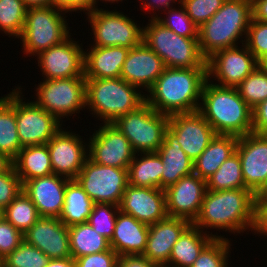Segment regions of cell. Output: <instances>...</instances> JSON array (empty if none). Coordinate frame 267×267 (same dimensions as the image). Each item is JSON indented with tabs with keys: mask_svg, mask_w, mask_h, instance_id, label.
I'll list each match as a JSON object with an SVG mask.
<instances>
[{
	"mask_svg": "<svg viewBox=\"0 0 267 267\" xmlns=\"http://www.w3.org/2000/svg\"><path fill=\"white\" fill-rule=\"evenodd\" d=\"M207 75V68L166 67L148 90L150 94L145 101L155 111L168 116L197 112Z\"/></svg>",
	"mask_w": 267,
	"mask_h": 267,
	"instance_id": "1",
	"label": "cell"
},
{
	"mask_svg": "<svg viewBox=\"0 0 267 267\" xmlns=\"http://www.w3.org/2000/svg\"><path fill=\"white\" fill-rule=\"evenodd\" d=\"M255 197L256 195L247 188L207 190L199 215L192 224L203 230L210 227L234 233L252 229Z\"/></svg>",
	"mask_w": 267,
	"mask_h": 267,
	"instance_id": "2",
	"label": "cell"
},
{
	"mask_svg": "<svg viewBox=\"0 0 267 267\" xmlns=\"http://www.w3.org/2000/svg\"><path fill=\"white\" fill-rule=\"evenodd\" d=\"M202 89L198 112L217 135L242 137L252 133V108L240 97L235 87L209 83Z\"/></svg>",
	"mask_w": 267,
	"mask_h": 267,
	"instance_id": "3",
	"label": "cell"
},
{
	"mask_svg": "<svg viewBox=\"0 0 267 267\" xmlns=\"http://www.w3.org/2000/svg\"><path fill=\"white\" fill-rule=\"evenodd\" d=\"M251 19V0H225L198 30L202 56L207 60L217 51L237 46V40L247 35Z\"/></svg>",
	"mask_w": 267,
	"mask_h": 267,
	"instance_id": "4",
	"label": "cell"
},
{
	"mask_svg": "<svg viewBox=\"0 0 267 267\" xmlns=\"http://www.w3.org/2000/svg\"><path fill=\"white\" fill-rule=\"evenodd\" d=\"M86 79V106L94 115L112 124L120 116L136 110L146 96L137 92L138 87L118 78Z\"/></svg>",
	"mask_w": 267,
	"mask_h": 267,
	"instance_id": "5",
	"label": "cell"
},
{
	"mask_svg": "<svg viewBox=\"0 0 267 267\" xmlns=\"http://www.w3.org/2000/svg\"><path fill=\"white\" fill-rule=\"evenodd\" d=\"M143 42L152 49L168 68H207L198 38H187L151 19L143 29Z\"/></svg>",
	"mask_w": 267,
	"mask_h": 267,
	"instance_id": "6",
	"label": "cell"
},
{
	"mask_svg": "<svg viewBox=\"0 0 267 267\" xmlns=\"http://www.w3.org/2000/svg\"><path fill=\"white\" fill-rule=\"evenodd\" d=\"M169 116L155 111L146 101L112 124L129 140L135 154L155 153L164 140Z\"/></svg>",
	"mask_w": 267,
	"mask_h": 267,
	"instance_id": "7",
	"label": "cell"
},
{
	"mask_svg": "<svg viewBox=\"0 0 267 267\" xmlns=\"http://www.w3.org/2000/svg\"><path fill=\"white\" fill-rule=\"evenodd\" d=\"M59 11L63 12L57 6L27 9L20 36L24 53L38 55L70 37L68 23Z\"/></svg>",
	"mask_w": 267,
	"mask_h": 267,
	"instance_id": "8",
	"label": "cell"
},
{
	"mask_svg": "<svg viewBox=\"0 0 267 267\" xmlns=\"http://www.w3.org/2000/svg\"><path fill=\"white\" fill-rule=\"evenodd\" d=\"M36 89L34 102L59 121L86 106L85 77L45 79Z\"/></svg>",
	"mask_w": 267,
	"mask_h": 267,
	"instance_id": "9",
	"label": "cell"
},
{
	"mask_svg": "<svg viewBox=\"0 0 267 267\" xmlns=\"http://www.w3.org/2000/svg\"><path fill=\"white\" fill-rule=\"evenodd\" d=\"M75 180L94 203L119 206L128 185V169L100 165L88 157Z\"/></svg>",
	"mask_w": 267,
	"mask_h": 267,
	"instance_id": "10",
	"label": "cell"
},
{
	"mask_svg": "<svg viewBox=\"0 0 267 267\" xmlns=\"http://www.w3.org/2000/svg\"><path fill=\"white\" fill-rule=\"evenodd\" d=\"M86 14L95 36L93 46L131 49L143 42V28L121 12L96 9Z\"/></svg>",
	"mask_w": 267,
	"mask_h": 267,
	"instance_id": "11",
	"label": "cell"
},
{
	"mask_svg": "<svg viewBox=\"0 0 267 267\" xmlns=\"http://www.w3.org/2000/svg\"><path fill=\"white\" fill-rule=\"evenodd\" d=\"M17 89H14V110L21 147L47 144L61 129L60 121L35 102H23L20 88Z\"/></svg>",
	"mask_w": 267,
	"mask_h": 267,
	"instance_id": "12",
	"label": "cell"
},
{
	"mask_svg": "<svg viewBox=\"0 0 267 267\" xmlns=\"http://www.w3.org/2000/svg\"><path fill=\"white\" fill-rule=\"evenodd\" d=\"M242 44V49L238 46L225 48L206 60L207 76H215L214 80L219 82L216 85L236 88L260 65L245 43Z\"/></svg>",
	"mask_w": 267,
	"mask_h": 267,
	"instance_id": "13",
	"label": "cell"
},
{
	"mask_svg": "<svg viewBox=\"0 0 267 267\" xmlns=\"http://www.w3.org/2000/svg\"><path fill=\"white\" fill-rule=\"evenodd\" d=\"M236 152L245 187L255 195L262 193L267 186V134L252 132L238 137Z\"/></svg>",
	"mask_w": 267,
	"mask_h": 267,
	"instance_id": "14",
	"label": "cell"
},
{
	"mask_svg": "<svg viewBox=\"0 0 267 267\" xmlns=\"http://www.w3.org/2000/svg\"><path fill=\"white\" fill-rule=\"evenodd\" d=\"M95 132L89 139L88 157L100 165L128 169L136 155L129 140L113 124H104Z\"/></svg>",
	"mask_w": 267,
	"mask_h": 267,
	"instance_id": "15",
	"label": "cell"
},
{
	"mask_svg": "<svg viewBox=\"0 0 267 267\" xmlns=\"http://www.w3.org/2000/svg\"><path fill=\"white\" fill-rule=\"evenodd\" d=\"M206 191V180L198 175L193 173L182 177L164 190L167 216L193 223L199 215Z\"/></svg>",
	"mask_w": 267,
	"mask_h": 267,
	"instance_id": "16",
	"label": "cell"
},
{
	"mask_svg": "<svg viewBox=\"0 0 267 267\" xmlns=\"http://www.w3.org/2000/svg\"><path fill=\"white\" fill-rule=\"evenodd\" d=\"M71 38L40 52L38 64L46 80L84 77V52Z\"/></svg>",
	"mask_w": 267,
	"mask_h": 267,
	"instance_id": "17",
	"label": "cell"
},
{
	"mask_svg": "<svg viewBox=\"0 0 267 267\" xmlns=\"http://www.w3.org/2000/svg\"><path fill=\"white\" fill-rule=\"evenodd\" d=\"M168 127L194 162L217 135L206 119L197 111L169 116Z\"/></svg>",
	"mask_w": 267,
	"mask_h": 267,
	"instance_id": "18",
	"label": "cell"
},
{
	"mask_svg": "<svg viewBox=\"0 0 267 267\" xmlns=\"http://www.w3.org/2000/svg\"><path fill=\"white\" fill-rule=\"evenodd\" d=\"M78 136L61 128L47 143L54 174L75 179L81 171L88 150Z\"/></svg>",
	"mask_w": 267,
	"mask_h": 267,
	"instance_id": "19",
	"label": "cell"
},
{
	"mask_svg": "<svg viewBox=\"0 0 267 267\" xmlns=\"http://www.w3.org/2000/svg\"><path fill=\"white\" fill-rule=\"evenodd\" d=\"M23 235L25 242L37 247L50 259L72 257L69 228L59 218L41 216Z\"/></svg>",
	"mask_w": 267,
	"mask_h": 267,
	"instance_id": "20",
	"label": "cell"
},
{
	"mask_svg": "<svg viewBox=\"0 0 267 267\" xmlns=\"http://www.w3.org/2000/svg\"><path fill=\"white\" fill-rule=\"evenodd\" d=\"M119 210L146 225H153L167 217L165 192L159 188L134 187L128 184Z\"/></svg>",
	"mask_w": 267,
	"mask_h": 267,
	"instance_id": "21",
	"label": "cell"
},
{
	"mask_svg": "<svg viewBox=\"0 0 267 267\" xmlns=\"http://www.w3.org/2000/svg\"><path fill=\"white\" fill-rule=\"evenodd\" d=\"M70 180L53 173L27 180L22 190L36 206L40 216L59 218L64 206L66 185Z\"/></svg>",
	"mask_w": 267,
	"mask_h": 267,
	"instance_id": "22",
	"label": "cell"
},
{
	"mask_svg": "<svg viewBox=\"0 0 267 267\" xmlns=\"http://www.w3.org/2000/svg\"><path fill=\"white\" fill-rule=\"evenodd\" d=\"M165 68L163 60L142 42L129 50L120 77L129 84L149 90Z\"/></svg>",
	"mask_w": 267,
	"mask_h": 267,
	"instance_id": "23",
	"label": "cell"
},
{
	"mask_svg": "<svg viewBox=\"0 0 267 267\" xmlns=\"http://www.w3.org/2000/svg\"><path fill=\"white\" fill-rule=\"evenodd\" d=\"M192 223L183 218L166 217L149 225L147 243L143 256L160 267L169 262L173 245Z\"/></svg>",
	"mask_w": 267,
	"mask_h": 267,
	"instance_id": "24",
	"label": "cell"
},
{
	"mask_svg": "<svg viewBox=\"0 0 267 267\" xmlns=\"http://www.w3.org/2000/svg\"><path fill=\"white\" fill-rule=\"evenodd\" d=\"M149 225L119 210L114 233L109 241L118 256L143 255L146 248Z\"/></svg>",
	"mask_w": 267,
	"mask_h": 267,
	"instance_id": "25",
	"label": "cell"
},
{
	"mask_svg": "<svg viewBox=\"0 0 267 267\" xmlns=\"http://www.w3.org/2000/svg\"><path fill=\"white\" fill-rule=\"evenodd\" d=\"M156 153L163 163V190L175 184L182 177L193 174V161L181 148L177 141V135L169 127L165 130L163 143Z\"/></svg>",
	"mask_w": 267,
	"mask_h": 267,
	"instance_id": "26",
	"label": "cell"
},
{
	"mask_svg": "<svg viewBox=\"0 0 267 267\" xmlns=\"http://www.w3.org/2000/svg\"><path fill=\"white\" fill-rule=\"evenodd\" d=\"M129 48L121 46L97 47L84 52V77L107 79L118 78Z\"/></svg>",
	"mask_w": 267,
	"mask_h": 267,
	"instance_id": "27",
	"label": "cell"
},
{
	"mask_svg": "<svg viewBox=\"0 0 267 267\" xmlns=\"http://www.w3.org/2000/svg\"><path fill=\"white\" fill-rule=\"evenodd\" d=\"M220 238L206 231L199 230L198 227L191 224L179 237L173 245L169 262L166 267H190L198 258L203 248L213 239ZM173 264V265H171Z\"/></svg>",
	"mask_w": 267,
	"mask_h": 267,
	"instance_id": "28",
	"label": "cell"
},
{
	"mask_svg": "<svg viewBox=\"0 0 267 267\" xmlns=\"http://www.w3.org/2000/svg\"><path fill=\"white\" fill-rule=\"evenodd\" d=\"M237 142L236 136L216 135L193 162V173L207 180L226 159L236 152Z\"/></svg>",
	"mask_w": 267,
	"mask_h": 267,
	"instance_id": "29",
	"label": "cell"
},
{
	"mask_svg": "<svg viewBox=\"0 0 267 267\" xmlns=\"http://www.w3.org/2000/svg\"><path fill=\"white\" fill-rule=\"evenodd\" d=\"M12 164L22 185L27 180L53 174L47 144L22 147Z\"/></svg>",
	"mask_w": 267,
	"mask_h": 267,
	"instance_id": "30",
	"label": "cell"
},
{
	"mask_svg": "<svg viewBox=\"0 0 267 267\" xmlns=\"http://www.w3.org/2000/svg\"><path fill=\"white\" fill-rule=\"evenodd\" d=\"M94 202L75 179H71L65 190L64 206L59 219L64 225L87 223Z\"/></svg>",
	"mask_w": 267,
	"mask_h": 267,
	"instance_id": "31",
	"label": "cell"
},
{
	"mask_svg": "<svg viewBox=\"0 0 267 267\" xmlns=\"http://www.w3.org/2000/svg\"><path fill=\"white\" fill-rule=\"evenodd\" d=\"M141 159L135 155L128 167V184L134 187L162 189L163 163L155 153H143Z\"/></svg>",
	"mask_w": 267,
	"mask_h": 267,
	"instance_id": "32",
	"label": "cell"
},
{
	"mask_svg": "<svg viewBox=\"0 0 267 267\" xmlns=\"http://www.w3.org/2000/svg\"><path fill=\"white\" fill-rule=\"evenodd\" d=\"M10 93L0 98V152L13 161L22 147L17 133L14 90Z\"/></svg>",
	"mask_w": 267,
	"mask_h": 267,
	"instance_id": "33",
	"label": "cell"
},
{
	"mask_svg": "<svg viewBox=\"0 0 267 267\" xmlns=\"http://www.w3.org/2000/svg\"><path fill=\"white\" fill-rule=\"evenodd\" d=\"M68 228L72 258L76 259L110 249L109 240L97 233L88 222Z\"/></svg>",
	"mask_w": 267,
	"mask_h": 267,
	"instance_id": "34",
	"label": "cell"
},
{
	"mask_svg": "<svg viewBox=\"0 0 267 267\" xmlns=\"http://www.w3.org/2000/svg\"><path fill=\"white\" fill-rule=\"evenodd\" d=\"M206 185L209 191L246 188L237 152L220 165L217 171L206 180Z\"/></svg>",
	"mask_w": 267,
	"mask_h": 267,
	"instance_id": "35",
	"label": "cell"
},
{
	"mask_svg": "<svg viewBox=\"0 0 267 267\" xmlns=\"http://www.w3.org/2000/svg\"><path fill=\"white\" fill-rule=\"evenodd\" d=\"M1 215L23 234L41 217L36 206L23 190L1 211Z\"/></svg>",
	"mask_w": 267,
	"mask_h": 267,
	"instance_id": "36",
	"label": "cell"
},
{
	"mask_svg": "<svg viewBox=\"0 0 267 267\" xmlns=\"http://www.w3.org/2000/svg\"><path fill=\"white\" fill-rule=\"evenodd\" d=\"M240 97L253 109L267 99V70L259 65L237 87Z\"/></svg>",
	"mask_w": 267,
	"mask_h": 267,
	"instance_id": "37",
	"label": "cell"
},
{
	"mask_svg": "<svg viewBox=\"0 0 267 267\" xmlns=\"http://www.w3.org/2000/svg\"><path fill=\"white\" fill-rule=\"evenodd\" d=\"M27 8L21 0H0V29L9 36L20 38Z\"/></svg>",
	"mask_w": 267,
	"mask_h": 267,
	"instance_id": "38",
	"label": "cell"
},
{
	"mask_svg": "<svg viewBox=\"0 0 267 267\" xmlns=\"http://www.w3.org/2000/svg\"><path fill=\"white\" fill-rule=\"evenodd\" d=\"M49 260L37 247L23 241L0 261V267H46Z\"/></svg>",
	"mask_w": 267,
	"mask_h": 267,
	"instance_id": "39",
	"label": "cell"
},
{
	"mask_svg": "<svg viewBox=\"0 0 267 267\" xmlns=\"http://www.w3.org/2000/svg\"><path fill=\"white\" fill-rule=\"evenodd\" d=\"M229 243L223 236L213 238L190 267H228Z\"/></svg>",
	"mask_w": 267,
	"mask_h": 267,
	"instance_id": "40",
	"label": "cell"
},
{
	"mask_svg": "<svg viewBox=\"0 0 267 267\" xmlns=\"http://www.w3.org/2000/svg\"><path fill=\"white\" fill-rule=\"evenodd\" d=\"M118 212L119 206L115 204L94 203L88 223L97 233L110 241L113 237Z\"/></svg>",
	"mask_w": 267,
	"mask_h": 267,
	"instance_id": "41",
	"label": "cell"
},
{
	"mask_svg": "<svg viewBox=\"0 0 267 267\" xmlns=\"http://www.w3.org/2000/svg\"><path fill=\"white\" fill-rule=\"evenodd\" d=\"M181 9H168V18L162 19L156 15L155 17H151V19H156L159 23H161L166 28L172 30L178 35L187 37V38H198V30L199 28L194 24L191 18L186 13L185 8L181 4Z\"/></svg>",
	"mask_w": 267,
	"mask_h": 267,
	"instance_id": "42",
	"label": "cell"
},
{
	"mask_svg": "<svg viewBox=\"0 0 267 267\" xmlns=\"http://www.w3.org/2000/svg\"><path fill=\"white\" fill-rule=\"evenodd\" d=\"M245 39L242 42H245L249 51L261 63L267 57V22L252 18Z\"/></svg>",
	"mask_w": 267,
	"mask_h": 267,
	"instance_id": "43",
	"label": "cell"
},
{
	"mask_svg": "<svg viewBox=\"0 0 267 267\" xmlns=\"http://www.w3.org/2000/svg\"><path fill=\"white\" fill-rule=\"evenodd\" d=\"M225 0H181L186 13L200 28L207 22L223 5Z\"/></svg>",
	"mask_w": 267,
	"mask_h": 267,
	"instance_id": "44",
	"label": "cell"
},
{
	"mask_svg": "<svg viewBox=\"0 0 267 267\" xmlns=\"http://www.w3.org/2000/svg\"><path fill=\"white\" fill-rule=\"evenodd\" d=\"M22 191V183L13 165L0 173V211L5 209Z\"/></svg>",
	"mask_w": 267,
	"mask_h": 267,
	"instance_id": "45",
	"label": "cell"
},
{
	"mask_svg": "<svg viewBox=\"0 0 267 267\" xmlns=\"http://www.w3.org/2000/svg\"><path fill=\"white\" fill-rule=\"evenodd\" d=\"M24 241V235L0 216V261Z\"/></svg>",
	"mask_w": 267,
	"mask_h": 267,
	"instance_id": "46",
	"label": "cell"
},
{
	"mask_svg": "<svg viewBox=\"0 0 267 267\" xmlns=\"http://www.w3.org/2000/svg\"><path fill=\"white\" fill-rule=\"evenodd\" d=\"M119 256L110 248L107 251L94 253L74 259L76 267H117Z\"/></svg>",
	"mask_w": 267,
	"mask_h": 267,
	"instance_id": "47",
	"label": "cell"
},
{
	"mask_svg": "<svg viewBox=\"0 0 267 267\" xmlns=\"http://www.w3.org/2000/svg\"><path fill=\"white\" fill-rule=\"evenodd\" d=\"M255 234L267 235V196L259 193L255 197L254 223Z\"/></svg>",
	"mask_w": 267,
	"mask_h": 267,
	"instance_id": "48",
	"label": "cell"
},
{
	"mask_svg": "<svg viewBox=\"0 0 267 267\" xmlns=\"http://www.w3.org/2000/svg\"><path fill=\"white\" fill-rule=\"evenodd\" d=\"M252 132L267 134V99L252 109Z\"/></svg>",
	"mask_w": 267,
	"mask_h": 267,
	"instance_id": "49",
	"label": "cell"
},
{
	"mask_svg": "<svg viewBox=\"0 0 267 267\" xmlns=\"http://www.w3.org/2000/svg\"><path fill=\"white\" fill-rule=\"evenodd\" d=\"M57 7L64 12L69 11H87L94 10V0H57Z\"/></svg>",
	"mask_w": 267,
	"mask_h": 267,
	"instance_id": "50",
	"label": "cell"
},
{
	"mask_svg": "<svg viewBox=\"0 0 267 267\" xmlns=\"http://www.w3.org/2000/svg\"><path fill=\"white\" fill-rule=\"evenodd\" d=\"M117 267H160L143 255L119 256Z\"/></svg>",
	"mask_w": 267,
	"mask_h": 267,
	"instance_id": "51",
	"label": "cell"
},
{
	"mask_svg": "<svg viewBox=\"0 0 267 267\" xmlns=\"http://www.w3.org/2000/svg\"><path fill=\"white\" fill-rule=\"evenodd\" d=\"M252 1V18L267 22V0H251Z\"/></svg>",
	"mask_w": 267,
	"mask_h": 267,
	"instance_id": "52",
	"label": "cell"
},
{
	"mask_svg": "<svg viewBox=\"0 0 267 267\" xmlns=\"http://www.w3.org/2000/svg\"><path fill=\"white\" fill-rule=\"evenodd\" d=\"M150 1L151 2H148L146 0V2L143 3V5H142L143 6V9L148 10V9L152 8V11H153L154 10V7H155V9L157 8V9H160V10H161V8L162 9L165 8L164 10L166 12V8L167 9H170L171 8L170 7V5H171L170 3H172L173 1H174L173 3H175L176 0H150ZM178 2L181 3V0H178Z\"/></svg>",
	"mask_w": 267,
	"mask_h": 267,
	"instance_id": "53",
	"label": "cell"
},
{
	"mask_svg": "<svg viewBox=\"0 0 267 267\" xmlns=\"http://www.w3.org/2000/svg\"><path fill=\"white\" fill-rule=\"evenodd\" d=\"M27 9L57 6V0H21Z\"/></svg>",
	"mask_w": 267,
	"mask_h": 267,
	"instance_id": "54",
	"label": "cell"
},
{
	"mask_svg": "<svg viewBox=\"0 0 267 267\" xmlns=\"http://www.w3.org/2000/svg\"><path fill=\"white\" fill-rule=\"evenodd\" d=\"M46 267H76L74 258L50 259Z\"/></svg>",
	"mask_w": 267,
	"mask_h": 267,
	"instance_id": "55",
	"label": "cell"
},
{
	"mask_svg": "<svg viewBox=\"0 0 267 267\" xmlns=\"http://www.w3.org/2000/svg\"><path fill=\"white\" fill-rule=\"evenodd\" d=\"M12 165V160L0 152V173L7 171Z\"/></svg>",
	"mask_w": 267,
	"mask_h": 267,
	"instance_id": "56",
	"label": "cell"
},
{
	"mask_svg": "<svg viewBox=\"0 0 267 267\" xmlns=\"http://www.w3.org/2000/svg\"><path fill=\"white\" fill-rule=\"evenodd\" d=\"M260 65L267 70V57L260 63Z\"/></svg>",
	"mask_w": 267,
	"mask_h": 267,
	"instance_id": "57",
	"label": "cell"
},
{
	"mask_svg": "<svg viewBox=\"0 0 267 267\" xmlns=\"http://www.w3.org/2000/svg\"><path fill=\"white\" fill-rule=\"evenodd\" d=\"M103 1H108V2L110 1L111 3H113V2H115V1L118 2V1H122V0H103ZM95 4H97V3H96V0H94V10L97 9L96 6H95Z\"/></svg>",
	"mask_w": 267,
	"mask_h": 267,
	"instance_id": "58",
	"label": "cell"
},
{
	"mask_svg": "<svg viewBox=\"0 0 267 267\" xmlns=\"http://www.w3.org/2000/svg\"><path fill=\"white\" fill-rule=\"evenodd\" d=\"M262 194L265 195V196H267V186H266V188L263 190Z\"/></svg>",
	"mask_w": 267,
	"mask_h": 267,
	"instance_id": "59",
	"label": "cell"
}]
</instances>
